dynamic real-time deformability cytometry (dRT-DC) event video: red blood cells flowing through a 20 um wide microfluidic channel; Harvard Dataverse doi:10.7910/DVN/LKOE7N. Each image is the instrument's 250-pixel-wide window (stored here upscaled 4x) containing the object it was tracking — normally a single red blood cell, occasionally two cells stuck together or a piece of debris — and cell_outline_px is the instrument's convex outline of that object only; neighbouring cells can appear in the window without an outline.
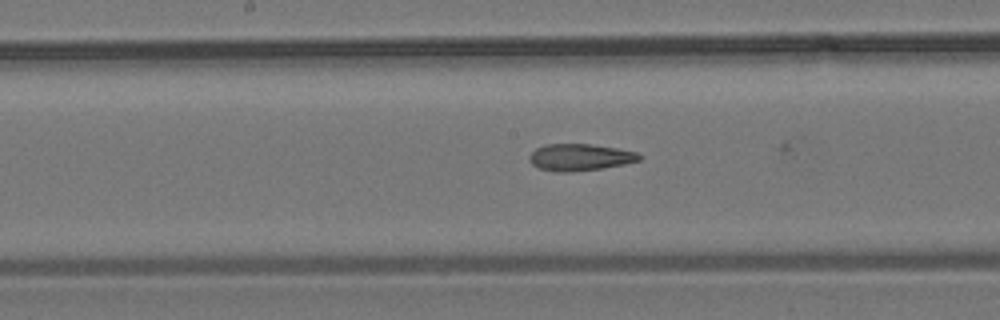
{"species": "common noctule bat (a hibernating species)", "species_latin": "Nyctalus noctula", "temperature_condition": "room temperature", "stored_images_in_passage": 29, "camera_frame_rate_fps": 3000, "um_per_image_px": 0.085, "animal": {"sex": "male", "body_mass_g": 19.2, "forearm_length_mm": 51.8}, "frame": {"image": 1, "passage_image": 28, "time_ms": 9.0, "image_size_px": [1000, 320], "cell_outline_px": [[644, 156], [640, 160], [624, 164], [604, 168], [568, 172], [556, 172], [540, 168], [532, 164], [528, 160], [528, 156], [536, 148], [544, 144], [592, 144], [616, 148], [636, 152]], "centroid_in_image_um": [49.29, 13.36], "position_along_channel_um": 198.9, "area_um2": 17.28}}